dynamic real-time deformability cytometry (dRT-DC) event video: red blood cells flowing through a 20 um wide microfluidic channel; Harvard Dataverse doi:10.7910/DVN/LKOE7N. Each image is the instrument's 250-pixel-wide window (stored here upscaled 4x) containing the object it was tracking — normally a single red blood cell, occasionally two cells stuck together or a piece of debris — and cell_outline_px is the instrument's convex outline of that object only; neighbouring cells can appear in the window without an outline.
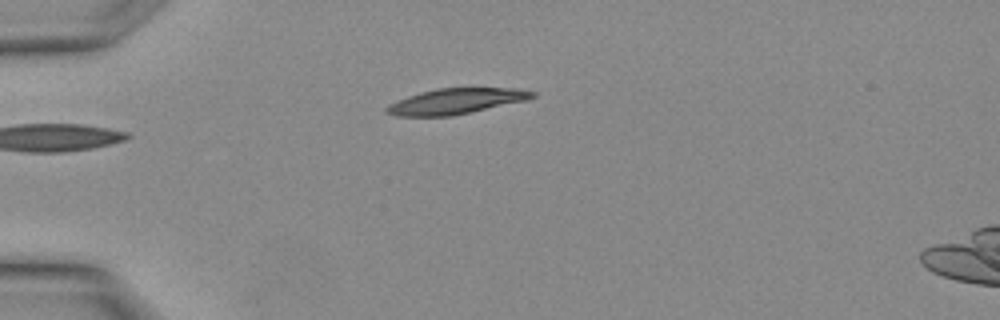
{"species": "Egyptian fruit bat (a non-hibernating species)", "species_latin": "Rousettus aegyptiacus", "temperature_condition": "warm", "stored_images_in_passage": 5, "camera_frame_rate_fps": 3000, "um_per_image_px": 0.085, "animal": {"sex": "female"}, "frame": {"image": 1, "passage_image": 1, "time_ms": 0.0, "image_size_px": [1000, 320], "cell_outline_px": [[536, 96], [524, 100], [468, 112], [448, 116], [396, 116], [384, 112], [384, 108], [388, 104], [408, 96], [420, 92], [436, 88], [520, 88], [536, 92]], "centroid_in_image_um": [38.7, 8.59], "position_along_channel_um": 46.3, "area_um2": 21.44}}
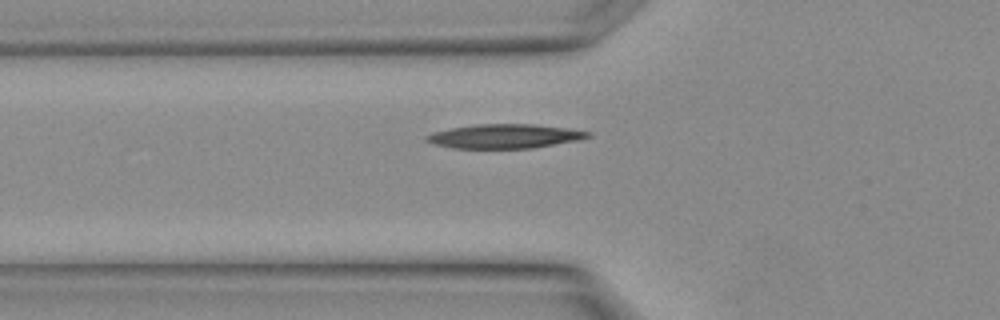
{"frame": {"image": 2, "passage_image": 4, "time_ms": 1.0, "image_size_px": [1000, 320], "cell_outline_px": [[592, 136], [580, 140], [532, 148], [452, 148], [432, 144], [424, 140], [424, 136], [436, 132], [452, 128], [476, 124], [532, 124], [568, 128], [592, 132]], "centroid_in_image_um": [42.92, 11.58], "position_along_channel_um": 82.9, "area_um2": 22.77}}